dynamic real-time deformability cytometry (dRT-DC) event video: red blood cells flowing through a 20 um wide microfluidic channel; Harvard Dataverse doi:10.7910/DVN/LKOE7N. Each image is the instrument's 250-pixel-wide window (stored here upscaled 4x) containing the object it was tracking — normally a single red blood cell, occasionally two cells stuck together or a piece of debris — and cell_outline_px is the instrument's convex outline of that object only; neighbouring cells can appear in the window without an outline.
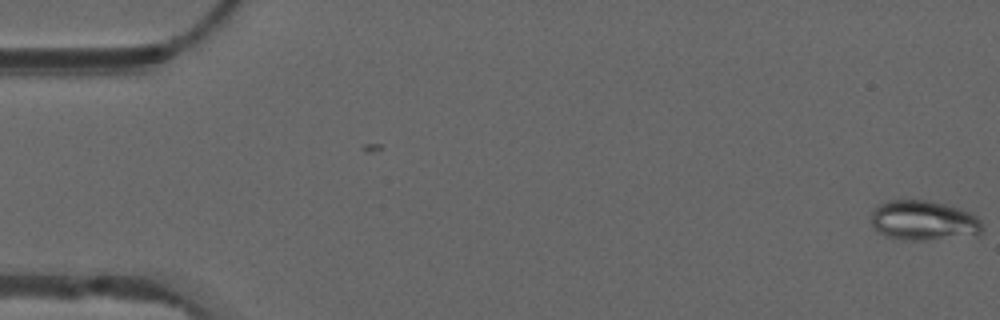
{"species": "common noctule bat (a hibernating species)", "species_latin": "Nyctalus noctula", "temperature_condition": "warm", "stored_images_in_passage": 44, "camera_frame_rate_fps": 3000, "um_per_image_px": 0.085, "animal": {"sex": "male", "forearm_length_mm": 52.5}, "frame": {"image": 1, "passage_image": 1, "time_ms": 0.0, "image_size_px": [1000, 320], "cell_outline_px": [[984, 228], [980, 236], [920, 240], [900, 240], [888, 236], [880, 232], [872, 224], [872, 212], [880, 204], [888, 200], [928, 200], [960, 208], [976, 216], [984, 224]], "centroid_in_image_um": [78.59, 18.76], "position_along_channel_um": 6.4, "area_um2": 26.01}}
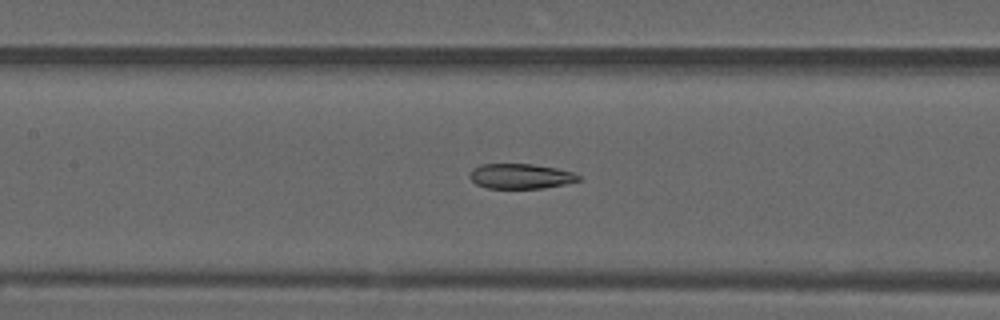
{"frame": {"image": 2, "passage_image": 25, "time_ms": 8.0, "image_size_px": [1000, 320], "cell_outline_px": [[580, 180], [564, 184], [544, 188], [488, 188], [476, 184], [468, 176], [472, 168], [480, 164], [532, 164], [556, 168], [572, 172], [580, 176]], "centroid_in_image_um": [44.22, 14.97], "position_along_channel_um": 163.2, "area_um2": 15.84}}
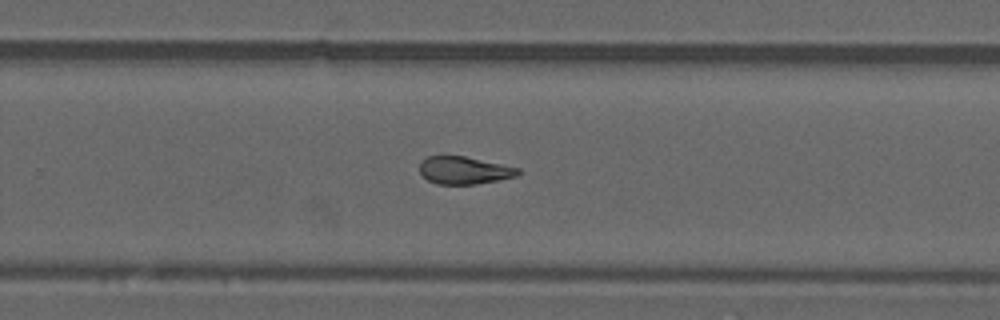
{"frame": {"image": 3, "passage_image": 35, "time_ms": 11.333, "image_size_px": [1000, 320], "cell_outline_px": [[520, 172], [516, 176], [500, 180], [476, 184], [436, 184], [428, 180], [420, 172], [420, 164], [428, 156], [464, 156], [520, 168]], "centroid_in_image_um": [39.48, 14.48], "position_along_channel_um": 290.3, "area_um2": 15.66}}